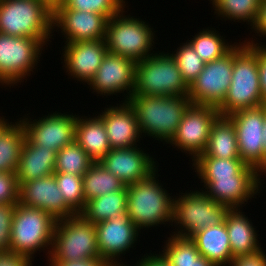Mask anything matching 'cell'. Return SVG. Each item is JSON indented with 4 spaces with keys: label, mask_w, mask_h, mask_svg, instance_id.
I'll use <instances>...</instances> for the list:
<instances>
[{
    "label": "cell",
    "mask_w": 266,
    "mask_h": 266,
    "mask_svg": "<svg viewBox=\"0 0 266 266\" xmlns=\"http://www.w3.org/2000/svg\"><path fill=\"white\" fill-rule=\"evenodd\" d=\"M264 104L259 82L258 44L239 41L234 46L230 88L217 109L220 116H229L236 111Z\"/></svg>",
    "instance_id": "1"
},
{
    "label": "cell",
    "mask_w": 266,
    "mask_h": 266,
    "mask_svg": "<svg viewBox=\"0 0 266 266\" xmlns=\"http://www.w3.org/2000/svg\"><path fill=\"white\" fill-rule=\"evenodd\" d=\"M127 102L135 112L142 135L163 145L171 141L191 104L188 96L132 95Z\"/></svg>",
    "instance_id": "2"
},
{
    "label": "cell",
    "mask_w": 266,
    "mask_h": 266,
    "mask_svg": "<svg viewBox=\"0 0 266 266\" xmlns=\"http://www.w3.org/2000/svg\"><path fill=\"white\" fill-rule=\"evenodd\" d=\"M158 171L127 186L126 214L139 230L172 225L174 197L160 184Z\"/></svg>",
    "instance_id": "3"
},
{
    "label": "cell",
    "mask_w": 266,
    "mask_h": 266,
    "mask_svg": "<svg viewBox=\"0 0 266 266\" xmlns=\"http://www.w3.org/2000/svg\"><path fill=\"white\" fill-rule=\"evenodd\" d=\"M52 20L53 6L47 0H0V33L36 38L48 47Z\"/></svg>",
    "instance_id": "4"
},
{
    "label": "cell",
    "mask_w": 266,
    "mask_h": 266,
    "mask_svg": "<svg viewBox=\"0 0 266 266\" xmlns=\"http://www.w3.org/2000/svg\"><path fill=\"white\" fill-rule=\"evenodd\" d=\"M56 222L49 213L18 202L12 218L10 253L34 261L35 253L44 250L49 258Z\"/></svg>",
    "instance_id": "5"
},
{
    "label": "cell",
    "mask_w": 266,
    "mask_h": 266,
    "mask_svg": "<svg viewBox=\"0 0 266 266\" xmlns=\"http://www.w3.org/2000/svg\"><path fill=\"white\" fill-rule=\"evenodd\" d=\"M125 12L123 9L108 20L104 39L106 47L111 54L142 61L156 52L153 51L156 31L145 20L124 15Z\"/></svg>",
    "instance_id": "6"
},
{
    "label": "cell",
    "mask_w": 266,
    "mask_h": 266,
    "mask_svg": "<svg viewBox=\"0 0 266 266\" xmlns=\"http://www.w3.org/2000/svg\"><path fill=\"white\" fill-rule=\"evenodd\" d=\"M188 93L189 86L171 53L158 51L136 63L132 95L188 96Z\"/></svg>",
    "instance_id": "7"
},
{
    "label": "cell",
    "mask_w": 266,
    "mask_h": 266,
    "mask_svg": "<svg viewBox=\"0 0 266 266\" xmlns=\"http://www.w3.org/2000/svg\"><path fill=\"white\" fill-rule=\"evenodd\" d=\"M202 189L174 196L172 235L191 238L198 231L224 222L230 208L209 198Z\"/></svg>",
    "instance_id": "8"
},
{
    "label": "cell",
    "mask_w": 266,
    "mask_h": 266,
    "mask_svg": "<svg viewBox=\"0 0 266 266\" xmlns=\"http://www.w3.org/2000/svg\"><path fill=\"white\" fill-rule=\"evenodd\" d=\"M100 257L95 225L81 214L57 220L48 261Z\"/></svg>",
    "instance_id": "9"
},
{
    "label": "cell",
    "mask_w": 266,
    "mask_h": 266,
    "mask_svg": "<svg viewBox=\"0 0 266 266\" xmlns=\"http://www.w3.org/2000/svg\"><path fill=\"white\" fill-rule=\"evenodd\" d=\"M43 46L36 38L0 33V85L11 88L27 81L37 68Z\"/></svg>",
    "instance_id": "10"
},
{
    "label": "cell",
    "mask_w": 266,
    "mask_h": 266,
    "mask_svg": "<svg viewBox=\"0 0 266 266\" xmlns=\"http://www.w3.org/2000/svg\"><path fill=\"white\" fill-rule=\"evenodd\" d=\"M220 116L217 107L190 104L185 110L175 135L168 143L173 148L192 156L193 162L208 144L211 127Z\"/></svg>",
    "instance_id": "11"
},
{
    "label": "cell",
    "mask_w": 266,
    "mask_h": 266,
    "mask_svg": "<svg viewBox=\"0 0 266 266\" xmlns=\"http://www.w3.org/2000/svg\"><path fill=\"white\" fill-rule=\"evenodd\" d=\"M19 119L25 130L26 139L33 145L58 152L75 141L76 113L55 111L34 120L27 115Z\"/></svg>",
    "instance_id": "12"
},
{
    "label": "cell",
    "mask_w": 266,
    "mask_h": 266,
    "mask_svg": "<svg viewBox=\"0 0 266 266\" xmlns=\"http://www.w3.org/2000/svg\"><path fill=\"white\" fill-rule=\"evenodd\" d=\"M233 60L234 47L221 58L205 63L189 86L191 104L218 107L224 101L231 84Z\"/></svg>",
    "instance_id": "13"
},
{
    "label": "cell",
    "mask_w": 266,
    "mask_h": 266,
    "mask_svg": "<svg viewBox=\"0 0 266 266\" xmlns=\"http://www.w3.org/2000/svg\"><path fill=\"white\" fill-rule=\"evenodd\" d=\"M236 129L240 159L258 170L264 163L263 125L265 104L236 111L228 116Z\"/></svg>",
    "instance_id": "14"
},
{
    "label": "cell",
    "mask_w": 266,
    "mask_h": 266,
    "mask_svg": "<svg viewBox=\"0 0 266 266\" xmlns=\"http://www.w3.org/2000/svg\"><path fill=\"white\" fill-rule=\"evenodd\" d=\"M100 257L111 266L127 265L120 257L136 246L140 230L127 214L118 215L95 225ZM134 245V246H133ZM120 260V261H119ZM124 263V264H123Z\"/></svg>",
    "instance_id": "15"
},
{
    "label": "cell",
    "mask_w": 266,
    "mask_h": 266,
    "mask_svg": "<svg viewBox=\"0 0 266 266\" xmlns=\"http://www.w3.org/2000/svg\"><path fill=\"white\" fill-rule=\"evenodd\" d=\"M136 63L133 59L107 52L98 71L88 83L91 91L106 98L113 94H126V99L121 102H127L135 88Z\"/></svg>",
    "instance_id": "16"
},
{
    "label": "cell",
    "mask_w": 266,
    "mask_h": 266,
    "mask_svg": "<svg viewBox=\"0 0 266 266\" xmlns=\"http://www.w3.org/2000/svg\"><path fill=\"white\" fill-rule=\"evenodd\" d=\"M107 22L108 19L101 14L53 8V32L59 29L65 43L105 39Z\"/></svg>",
    "instance_id": "17"
},
{
    "label": "cell",
    "mask_w": 266,
    "mask_h": 266,
    "mask_svg": "<svg viewBox=\"0 0 266 266\" xmlns=\"http://www.w3.org/2000/svg\"><path fill=\"white\" fill-rule=\"evenodd\" d=\"M141 148L111 149L99 162L125 186L132 185L149 177L159 166L155 158Z\"/></svg>",
    "instance_id": "18"
},
{
    "label": "cell",
    "mask_w": 266,
    "mask_h": 266,
    "mask_svg": "<svg viewBox=\"0 0 266 266\" xmlns=\"http://www.w3.org/2000/svg\"><path fill=\"white\" fill-rule=\"evenodd\" d=\"M19 203L39 208L52 215L56 220L76 214L65 203L54 174L23 182L19 188Z\"/></svg>",
    "instance_id": "19"
},
{
    "label": "cell",
    "mask_w": 266,
    "mask_h": 266,
    "mask_svg": "<svg viewBox=\"0 0 266 266\" xmlns=\"http://www.w3.org/2000/svg\"><path fill=\"white\" fill-rule=\"evenodd\" d=\"M62 62L67 75L81 81L83 84L89 83L98 71L108 49L105 40H92L64 43ZM64 60V62H63ZM65 63V64H64Z\"/></svg>",
    "instance_id": "20"
},
{
    "label": "cell",
    "mask_w": 266,
    "mask_h": 266,
    "mask_svg": "<svg viewBox=\"0 0 266 266\" xmlns=\"http://www.w3.org/2000/svg\"><path fill=\"white\" fill-rule=\"evenodd\" d=\"M116 105L105 107L98 114L105 125L111 149L131 148L138 146L137 143L141 145L143 135L134 110L128 102Z\"/></svg>",
    "instance_id": "21"
},
{
    "label": "cell",
    "mask_w": 266,
    "mask_h": 266,
    "mask_svg": "<svg viewBox=\"0 0 266 266\" xmlns=\"http://www.w3.org/2000/svg\"><path fill=\"white\" fill-rule=\"evenodd\" d=\"M203 191L216 202L230 209L243 208L248 200L258 195L257 177L199 178ZM255 195V196H254ZM246 202V203H245ZM244 204V206H243Z\"/></svg>",
    "instance_id": "22"
},
{
    "label": "cell",
    "mask_w": 266,
    "mask_h": 266,
    "mask_svg": "<svg viewBox=\"0 0 266 266\" xmlns=\"http://www.w3.org/2000/svg\"><path fill=\"white\" fill-rule=\"evenodd\" d=\"M241 211L240 208L230 209L224 220L233 257L254 254L263 249L253 222Z\"/></svg>",
    "instance_id": "23"
},
{
    "label": "cell",
    "mask_w": 266,
    "mask_h": 266,
    "mask_svg": "<svg viewBox=\"0 0 266 266\" xmlns=\"http://www.w3.org/2000/svg\"><path fill=\"white\" fill-rule=\"evenodd\" d=\"M56 154L52 149L33 145L25 139L16 171L19 186L23 182L54 174Z\"/></svg>",
    "instance_id": "24"
},
{
    "label": "cell",
    "mask_w": 266,
    "mask_h": 266,
    "mask_svg": "<svg viewBox=\"0 0 266 266\" xmlns=\"http://www.w3.org/2000/svg\"><path fill=\"white\" fill-rule=\"evenodd\" d=\"M191 239L195 242L200 254L215 266H229L234 258L231 253L225 221L198 231Z\"/></svg>",
    "instance_id": "25"
},
{
    "label": "cell",
    "mask_w": 266,
    "mask_h": 266,
    "mask_svg": "<svg viewBox=\"0 0 266 266\" xmlns=\"http://www.w3.org/2000/svg\"><path fill=\"white\" fill-rule=\"evenodd\" d=\"M75 141L94 162H99L111 150L105 125L99 116L80 117L77 114Z\"/></svg>",
    "instance_id": "26"
},
{
    "label": "cell",
    "mask_w": 266,
    "mask_h": 266,
    "mask_svg": "<svg viewBox=\"0 0 266 266\" xmlns=\"http://www.w3.org/2000/svg\"><path fill=\"white\" fill-rule=\"evenodd\" d=\"M191 164L198 178L257 177V170L240 158L198 156Z\"/></svg>",
    "instance_id": "27"
},
{
    "label": "cell",
    "mask_w": 266,
    "mask_h": 266,
    "mask_svg": "<svg viewBox=\"0 0 266 266\" xmlns=\"http://www.w3.org/2000/svg\"><path fill=\"white\" fill-rule=\"evenodd\" d=\"M199 156L220 159L240 158L236 129L228 116H219L215 120L211 127L207 147Z\"/></svg>",
    "instance_id": "28"
},
{
    "label": "cell",
    "mask_w": 266,
    "mask_h": 266,
    "mask_svg": "<svg viewBox=\"0 0 266 266\" xmlns=\"http://www.w3.org/2000/svg\"><path fill=\"white\" fill-rule=\"evenodd\" d=\"M159 252L170 266H215L197 250L195 242L188 237L169 234Z\"/></svg>",
    "instance_id": "29"
},
{
    "label": "cell",
    "mask_w": 266,
    "mask_h": 266,
    "mask_svg": "<svg viewBox=\"0 0 266 266\" xmlns=\"http://www.w3.org/2000/svg\"><path fill=\"white\" fill-rule=\"evenodd\" d=\"M126 206L127 186L122 190L110 192L87 201L80 214L96 225L118 215L126 214Z\"/></svg>",
    "instance_id": "30"
},
{
    "label": "cell",
    "mask_w": 266,
    "mask_h": 266,
    "mask_svg": "<svg viewBox=\"0 0 266 266\" xmlns=\"http://www.w3.org/2000/svg\"><path fill=\"white\" fill-rule=\"evenodd\" d=\"M12 123L10 122L0 133V172L16 173L26 139L20 120Z\"/></svg>",
    "instance_id": "31"
},
{
    "label": "cell",
    "mask_w": 266,
    "mask_h": 266,
    "mask_svg": "<svg viewBox=\"0 0 266 266\" xmlns=\"http://www.w3.org/2000/svg\"><path fill=\"white\" fill-rule=\"evenodd\" d=\"M125 185L100 162H94L83 175L85 204L93 198L122 190Z\"/></svg>",
    "instance_id": "32"
},
{
    "label": "cell",
    "mask_w": 266,
    "mask_h": 266,
    "mask_svg": "<svg viewBox=\"0 0 266 266\" xmlns=\"http://www.w3.org/2000/svg\"><path fill=\"white\" fill-rule=\"evenodd\" d=\"M192 37L187 42L205 63L221 58L236 45V42L229 43L225 36L223 37L216 28L212 27L199 30Z\"/></svg>",
    "instance_id": "33"
},
{
    "label": "cell",
    "mask_w": 266,
    "mask_h": 266,
    "mask_svg": "<svg viewBox=\"0 0 266 266\" xmlns=\"http://www.w3.org/2000/svg\"><path fill=\"white\" fill-rule=\"evenodd\" d=\"M214 15L222 21L246 22L251 28L257 20L261 0H209ZM237 20V21H236ZM240 21V22H239Z\"/></svg>",
    "instance_id": "34"
},
{
    "label": "cell",
    "mask_w": 266,
    "mask_h": 266,
    "mask_svg": "<svg viewBox=\"0 0 266 266\" xmlns=\"http://www.w3.org/2000/svg\"><path fill=\"white\" fill-rule=\"evenodd\" d=\"M93 163L94 161L86 151L74 141L57 152L54 172L76 174L83 177Z\"/></svg>",
    "instance_id": "35"
},
{
    "label": "cell",
    "mask_w": 266,
    "mask_h": 266,
    "mask_svg": "<svg viewBox=\"0 0 266 266\" xmlns=\"http://www.w3.org/2000/svg\"><path fill=\"white\" fill-rule=\"evenodd\" d=\"M54 177L65 203L76 214H80L85 207L83 177L61 172H54Z\"/></svg>",
    "instance_id": "36"
},
{
    "label": "cell",
    "mask_w": 266,
    "mask_h": 266,
    "mask_svg": "<svg viewBox=\"0 0 266 266\" xmlns=\"http://www.w3.org/2000/svg\"><path fill=\"white\" fill-rule=\"evenodd\" d=\"M128 2L125 0H61L53 8H69L77 11L104 15L108 20L119 14Z\"/></svg>",
    "instance_id": "37"
},
{
    "label": "cell",
    "mask_w": 266,
    "mask_h": 266,
    "mask_svg": "<svg viewBox=\"0 0 266 266\" xmlns=\"http://www.w3.org/2000/svg\"><path fill=\"white\" fill-rule=\"evenodd\" d=\"M180 44L181 45H179L177 50L175 49L174 52L172 51L171 55L176 60L183 80L188 86H190V84L204 69L205 62L194 51L192 46L187 41Z\"/></svg>",
    "instance_id": "38"
},
{
    "label": "cell",
    "mask_w": 266,
    "mask_h": 266,
    "mask_svg": "<svg viewBox=\"0 0 266 266\" xmlns=\"http://www.w3.org/2000/svg\"><path fill=\"white\" fill-rule=\"evenodd\" d=\"M17 204H0V254L10 253L12 218Z\"/></svg>",
    "instance_id": "39"
},
{
    "label": "cell",
    "mask_w": 266,
    "mask_h": 266,
    "mask_svg": "<svg viewBox=\"0 0 266 266\" xmlns=\"http://www.w3.org/2000/svg\"><path fill=\"white\" fill-rule=\"evenodd\" d=\"M19 188L16 173L0 172V204H18Z\"/></svg>",
    "instance_id": "40"
},
{
    "label": "cell",
    "mask_w": 266,
    "mask_h": 266,
    "mask_svg": "<svg viewBox=\"0 0 266 266\" xmlns=\"http://www.w3.org/2000/svg\"><path fill=\"white\" fill-rule=\"evenodd\" d=\"M245 43L247 44H258V69H259V82L260 89L262 92L263 101L266 104V45L260 44V41H256V39L245 38ZM248 39V40H247Z\"/></svg>",
    "instance_id": "41"
},
{
    "label": "cell",
    "mask_w": 266,
    "mask_h": 266,
    "mask_svg": "<svg viewBox=\"0 0 266 266\" xmlns=\"http://www.w3.org/2000/svg\"><path fill=\"white\" fill-rule=\"evenodd\" d=\"M229 266H266V254L263 249L254 254L234 257Z\"/></svg>",
    "instance_id": "42"
},
{
    "label": "cell",
    "mask_w": 266,
    "mask_h": 266,
    "mask_svg": "<svg viewBox=\"0 0 266 266\" xmlns=\"http://www.w3.org/2000/svg\"><path fill=\"white\" fill-rule=\"evenodd\" d=\"M48 266H111L101 257H93L75 261H47Z\"/></svg>",
    "instance_id": "43"
},
{
    "label": "cell",
    "mask_w": 266,
    "mask_h": 266,
    "mask_svg": "<svg viewBox=\"0 0 266 266\" xmlns=\"http://www.w3.org/2000/svg\"><path fill=\"white\" fill-rule=\"evenodd\" d=\"M33 261L22 255L0 254V266H32Z\"/></svg>",
    "instance_id": "44"
},
{
    "label": "cell",
    "mask_w": 266,
    "mask_h": 266,
    "mask_svg": "<svg viewBox=\"0 0 266 266\" xmlns=\"http://www.w3.org/2000/svg\"><path fill=\"white\" fill-rule=\"evenodd\" d=\"M251 30L255 35L266 38V0H261L257 20Z\"/></svg>",
    "instance_id": "45"
},
{
    "label": "cell",
    "mask_w": 266,
    "mask_h": 266,
    "mask_svg": "<svg viewBox=\"0 0 266 266\" xmlns=\"http://www.w3.org/2000/svg\"><path fill=\"white\" fill-rule=\"evenodd\" d=\"M150 251L149 255L146 253L141 258L139 257V260L132 264L134 266H170L169 263L163 258V256L158 252L157 254L151 253Z\"/></svg>",
    "instance_id": "46"
},
{
    "label": "cell",
    "mask_w": 266,
    "mask_h": 266,
    "mask_svg": "<svg viewBox=\"0 0 266 266\" xmlns=\"http://www.w3.org/2000/svg\"><path fill=\"white\" fill-rule=\"evenodd\" d=\"M261 175H265L266 176V158H265L264 163L257 170V182H258L259 191L262 190V187H261V185H262V183H261L262 179L261 178L262 177H261Z\"/></svg>",
    "instance_id": "47"
},
{
    "label": "cell",
    "mask_w": 266,
    "mask_h": 266,
    "mask_svg": "<svg viewBox=\"0 0 266 266\" xmlns=\"http://www.w3.org/2000/svg\"><path fill=\"white\" fill-rule=\"evenodd\" d=\"M263 138H264V161L266 158V104H265V119L263 125Z\"/></svg>",
    "instance_id": "48"
},
{
    "label": "cell",
    "mask_w": 266,
    "mask_h": 266,
    "mask_svg": "<svg viewBox=\"0 0 266 266\" xmlns=\"http://www.w3.org/2000/svg\"><path fill=\"white\" fill-rule=\"evenodd\" d=\"M10 122L3 115L0 116V133Z\"/></svg>",
    "instance_id": "49"
},
{
    "label": "cell",
    "mask_w": 266,
    "mask_h": 266,
    "mask_svg": "<svg viewBox=\"0 0 266 266\" xmlns=\"http://www.w3.org/2000/svg\"><path fill=\"white\" fill-rule=\"evenodd\" d=\"M52 6L56 3L60 2L61 0H47Z\"/></svg>",
    "instance_id": "50"
}]
</instances>
